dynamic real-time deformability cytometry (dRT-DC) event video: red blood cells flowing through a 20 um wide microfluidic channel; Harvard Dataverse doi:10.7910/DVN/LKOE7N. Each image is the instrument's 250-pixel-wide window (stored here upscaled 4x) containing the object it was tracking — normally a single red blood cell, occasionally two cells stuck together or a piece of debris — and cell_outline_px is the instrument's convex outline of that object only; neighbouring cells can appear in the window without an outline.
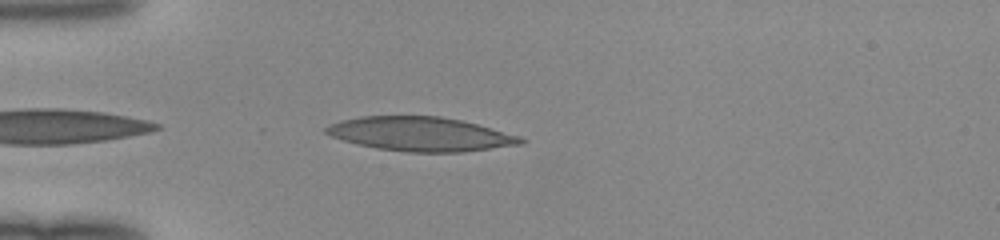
{"species": "human", "species_latin": "Homo sapiens", "temperature_condition": "room temperature", "stored_images_in_passage": 34, "camera_frame_rate_fps": 3000, "um_per_image_px": 0.085, "donor": {"sex": "female"}, "frame": {"image": 1, "passage_image": 2, "time_ms": 0.333, "image_size_px": [1000, 240], "cell_outline_px": [[528, 140], [524, 144], [464, 152], [404, 152], [376, 148], [344, 140], [332, 136], [324, 132], [324, 128], [328, 124], [340, 120], [360, 116], [440, 116], [460, 120], [476, 124], [520, 136]], "centroid_in_image_um": [35.75, 11.4], "position_along_channel_um": 49.2, "area_um2": 38.73}}
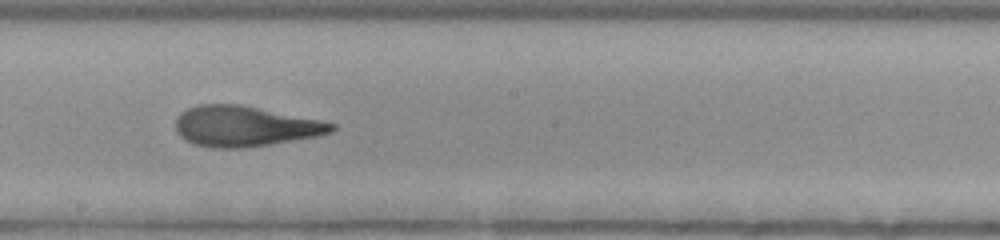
{"frame": {"image": 2, "passage_image": 16, "time_ms": 5.0, "image_size_px": [1000, 240], "cell_outline_px": [[336, 128], [332, 132], [316, 136], [244, 148], [212, 148], [192, 144], [184, 140], [176, 132], [176, 116], [180, 112], [196, 104], [240, 104], [320, 120], [336, 124]], "centroid_in_image_um": [20.75, 10.73], "position_along_channel_um": 227.5, "area_um2": 36.82}}
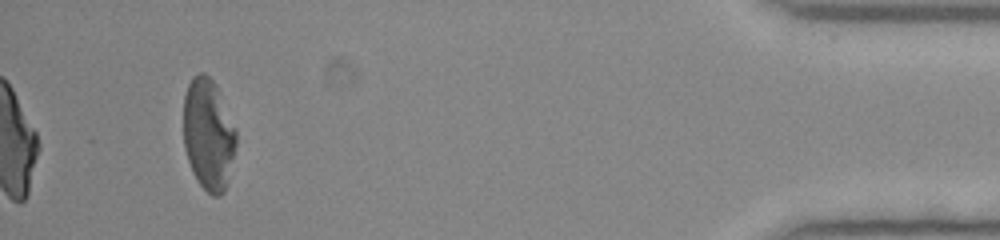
{"frame": {"image": 3, "passage_image": 34, "time_ms": 11.0, "image_size_px": [1000, 240], "cell_outline_px": [[236, 148], [228, 184], [224, 192], [220, 196], [212, 196], [196, 180], [192, 172], [184, 148], [184, 96], [188, 84], [192, 76], [200, 72], [204, 72], [216, 84], [220, 92], [236, 128]], "centroid_in_image_um": [17.73, 11.43], "position_along_channel_um": 417.5, "area_um2": 34.74}}